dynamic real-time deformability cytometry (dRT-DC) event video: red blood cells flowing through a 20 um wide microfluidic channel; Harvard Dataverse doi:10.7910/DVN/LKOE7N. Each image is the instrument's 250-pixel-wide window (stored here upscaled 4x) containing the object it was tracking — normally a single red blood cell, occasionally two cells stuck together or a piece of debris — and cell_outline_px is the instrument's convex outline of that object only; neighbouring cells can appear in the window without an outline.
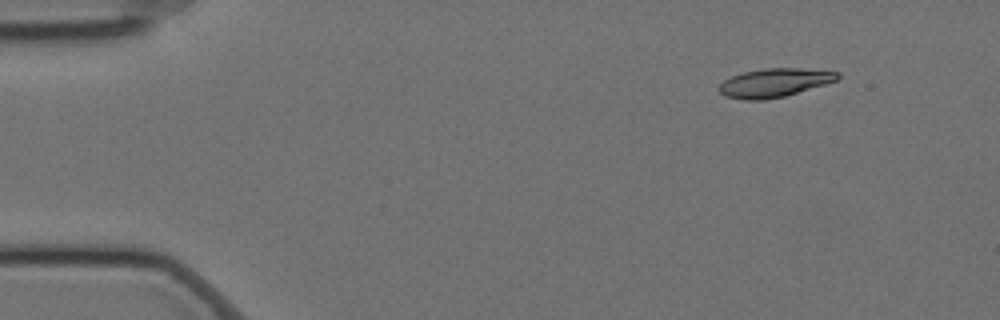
{"species": "Egyptian fruit bat (a non-hibernating species)", "species_latin": "Rousettus aegyptiacus", "temperature_condition": "cold", "stored_images_in_passage": 52, "camera_frame_rate_fps": 3000, "um_per_image_px": 0.085, "animal": {"sex": "female"}, "frame": {"image": 1, "passage_image": 1, "time_ms": 0.0, "image_size_px": [1000, 320], "cell_outline_px": [[840, 76], [836, 80], [824, 84], [784, 96], [764, 100], [744, 100], [724, 96], [716, 88], [724, 80], [732, 76], [744, 72], [764, 68], [800, 68], [840, 72]], "centroid_in_image_um": [65.78, 7.03], "position_along_channel_um": 19.2, "area_um2": 19.65}}
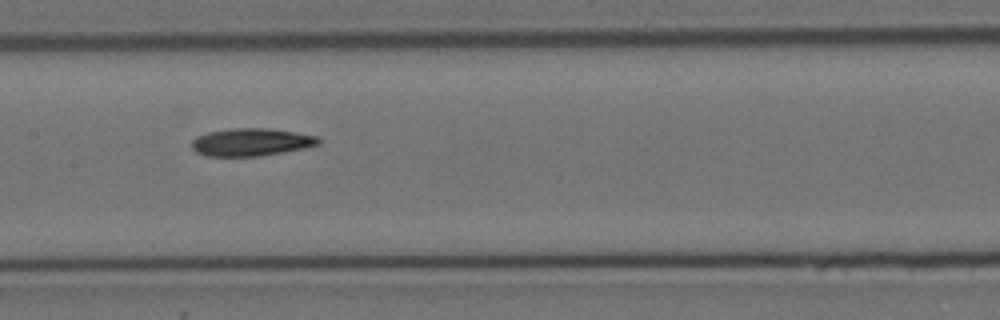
{"frame": {"image": 2, "passage_image": 23, "time_ms": 7.333, "image_size_px": [1000, 320], "cell_outline_px": [[320, 144], [304, 148], [284, 152], [260, 156], [208, 156], [196, 152], [192, 148], [192, 140], [196, 136], [208, 132], [228, 128], [268, 128], [296, 132], [320, 136]], "centroid_in_image_um": [21.37, 12.07], "position_along_channel_um": 186.0, "area_um2": 20.63}}
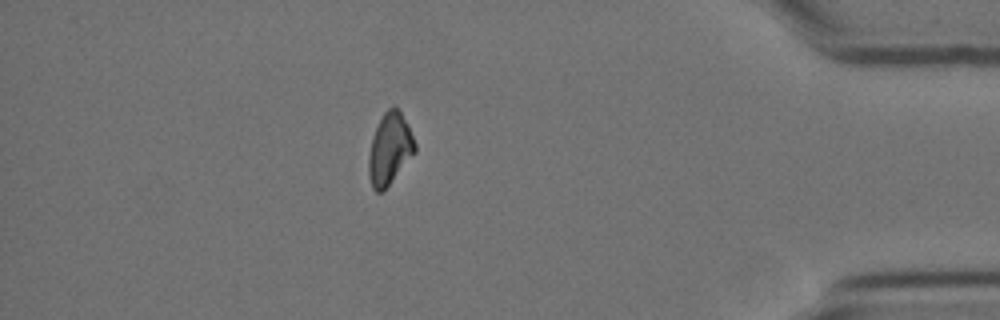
{"frame": {"image": 3, "passage_image": 45, "time_ms": 14.667, "image_size_px": [1000, 320], "cell_outline_px": [[416, 152], [388, 184], [380, 192], [376, 192], [372, 188], [368, 176], [368, 156], [372, 136], [384, 112], [392, 104], [396, 104], [408, 124], [416, 144]], "centroid_in_image_um": [33.12, 12.61], "position_along_channel_um": 402.1, "area_um2": 19.31}, "authors_computed_cell_mechanics": {"area_um2": 19.9988, "velocity_mm_per_s": 3.5175, "shape_relaxation_time_tau1_ms": 6.5381, "shape_relaxation_time_tau2_ms": null, "deformation_change_tau1": 0.1648, "deformation_change_tau2": null}}